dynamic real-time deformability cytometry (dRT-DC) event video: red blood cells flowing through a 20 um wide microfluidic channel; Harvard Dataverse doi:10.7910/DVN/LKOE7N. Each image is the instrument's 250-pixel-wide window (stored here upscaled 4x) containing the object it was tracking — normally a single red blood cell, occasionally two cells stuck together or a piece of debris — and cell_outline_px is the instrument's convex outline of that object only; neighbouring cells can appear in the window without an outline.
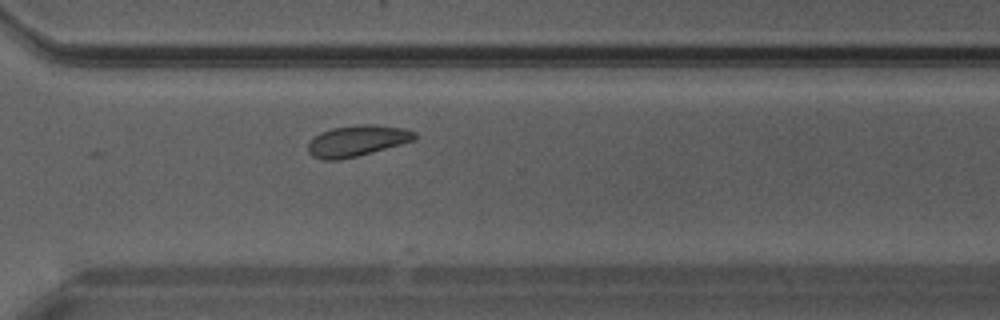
{"species": "Egyptian fruit bat (a non-hibernating species)", "species_latin": "Rousettus aegyptiacus", "temperature_condition": "warm", "stored_images_in_passage": 21, "camera_frame_rate_fps": 3000, "um_per_image_px": 0.085, "animal": {"sex": "male"}, "frame": {"image": 1, "passage_image": 15, "time_ms": 4.667, "image_size_px": [1000, 320], "cell_outline_px": [[416, 140], [372, 152], [340, 160], [324, 160], [312, 156], [308, 152], [308, 140], [320, 132], [332, 128], [364, 124], [372, 124], [404, 128], [416, 132]], "centroid_in_image_um": [30.33, 11.97], "position_along_channel_um": 340.3, "area_um2": 19.36}}